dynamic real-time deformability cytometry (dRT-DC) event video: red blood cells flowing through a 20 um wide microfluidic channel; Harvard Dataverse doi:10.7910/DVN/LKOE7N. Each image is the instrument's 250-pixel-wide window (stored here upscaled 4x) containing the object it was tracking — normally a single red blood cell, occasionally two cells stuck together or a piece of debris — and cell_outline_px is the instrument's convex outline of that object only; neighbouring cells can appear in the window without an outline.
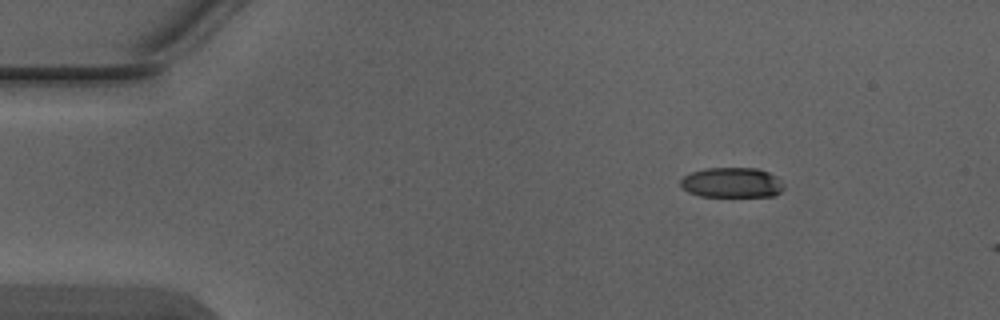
{"species": "Egyptian fruit bat (a non-hibernating species)", "species_latin": "Rousettus aegyptiacus", "temperature_condition": "warm", "stored_images_in_passage": 3, "camera_frame_rate_fps": 3000, "um_per_image_px": 0.085, "animal": {"sex": "male"}, "frame": {"image": 1, "passage_image": 1, "time_ms": 0.0, "image_size_px": [1000, 320], "cell_outline_px": [[784, 188], [776, 196], [700, 196], [688, 192], [680, 184], [680, 180], [684, 176], [692, 172], [704, 168], [756, 168], [768, 172], [776, 176], [784, 184]], "centroid_in_image_um": [62.22, 15.52], "position_along_channel_um": 22.8, "area_um2": 18.15}}